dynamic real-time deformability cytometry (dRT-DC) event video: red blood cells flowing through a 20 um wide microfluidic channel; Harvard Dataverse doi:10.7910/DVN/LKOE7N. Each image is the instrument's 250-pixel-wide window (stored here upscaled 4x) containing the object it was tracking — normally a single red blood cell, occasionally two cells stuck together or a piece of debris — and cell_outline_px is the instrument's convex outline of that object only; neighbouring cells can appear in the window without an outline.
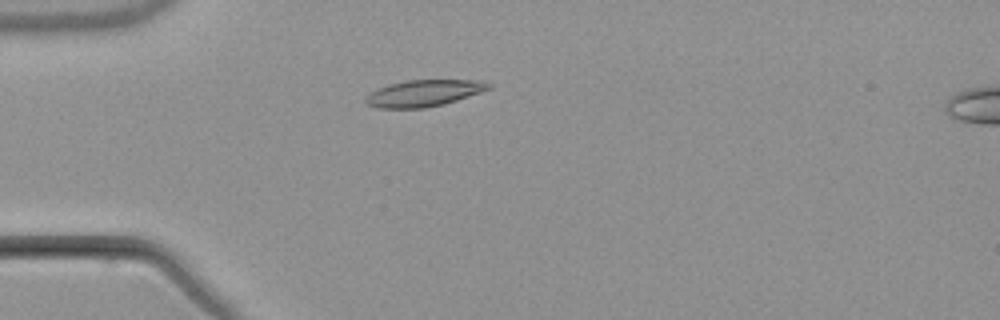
{"species": "common noctule bat (a hibernating species)", "species_latin": "Nyctalus noctula", "temperature_condition": "warm", "stored_images_in_passage": 1, "camera_frame_rate_fps": 3000, "um_per_image_px": 0.085, "animal": {"sex": "male", "body_mass_g": 21.5, "forearm_length_mm": 52.0}, "frame": {"image": 1, "passage_image": 1, "time_ms": 0.0, "image_size_px": [1000, 320], "cell_outline_px": [[492, 88], [444, 104], [424, 108], [376, 108], [368, 104], [364, 100], [372, 92], [388, 84], [408, 80], [480, 80], [492, 84]], "centroid_in_image_um": [36.05, 7.92], "position_along_channel_um": 49.0, "area_um2": 18.84}}